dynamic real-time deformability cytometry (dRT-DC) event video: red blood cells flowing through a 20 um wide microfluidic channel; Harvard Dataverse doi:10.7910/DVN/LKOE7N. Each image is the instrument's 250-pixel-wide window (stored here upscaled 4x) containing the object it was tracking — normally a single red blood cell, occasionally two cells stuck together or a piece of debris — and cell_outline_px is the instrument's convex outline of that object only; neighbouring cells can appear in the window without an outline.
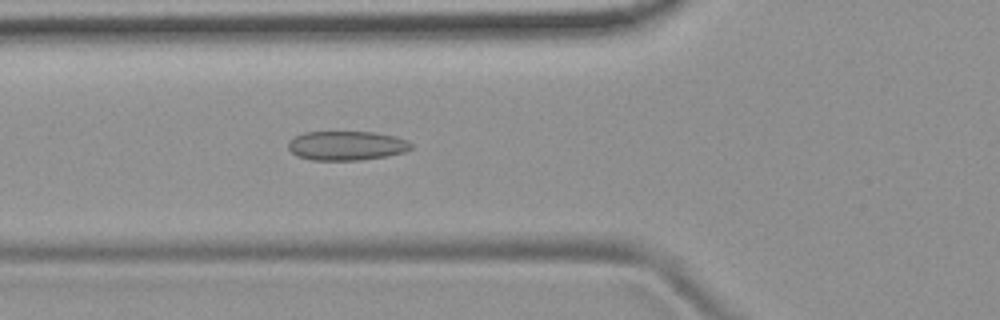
{"species": "common noctule bat (a hibernating species)", "species_latin": "Nyctalus noctula", "temperature_condition": "room temperature", "stored_images_in_passage": 47, "camera_frame_rate_fps": 3000, "um_per_image_px": 0.085, "animal": {"sex": "female", "body_mass_g": 19.9}, "frame": {"image": 1, "passage_image": 13, "time_ms": 4.0, "image_size_px": [1000, 320], "cell_outline_px": [[412, 148], [404, 152], [388, 156], [360, 160], [312, 160], [296, 156], [288, 148], [288, 140], [304, 132], [372, 132], [396, 136], [408, 140], [412, 144]], "centroid_in_image_um": [29.46, 12.38], "position_along_channel_um": 96.3, "area_um2": 21.1}}
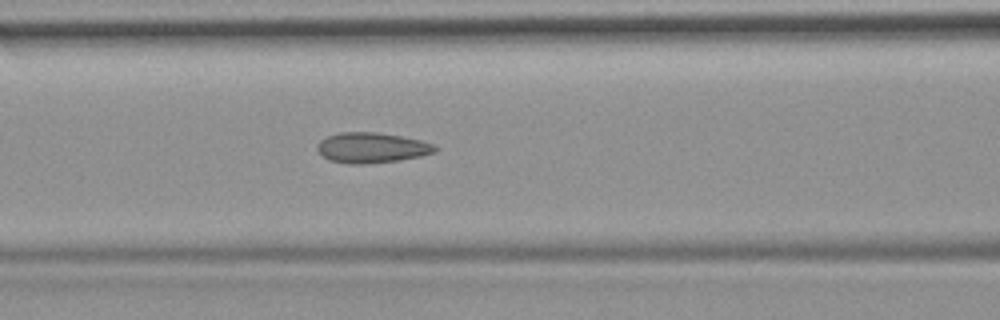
{"frame": {"image": 2, "passage_image": 16, "time_ms": 5.0, "image_size_px": [1000, 320], "cell_outline_px": [[436, 152], [420, 156], [400, 160], [364, 164], [348, 164], [328, 160], [316, 148], [316, 144], [320, 140], [328, 136], [340, 132], [376, 132], [400, 136], [420, 140], [432, 144], [436, 148]], "centroid_in_image_um": [31.56, 12.56], "position_along_channel_um": 135.0, "area_um2": 20.75}}
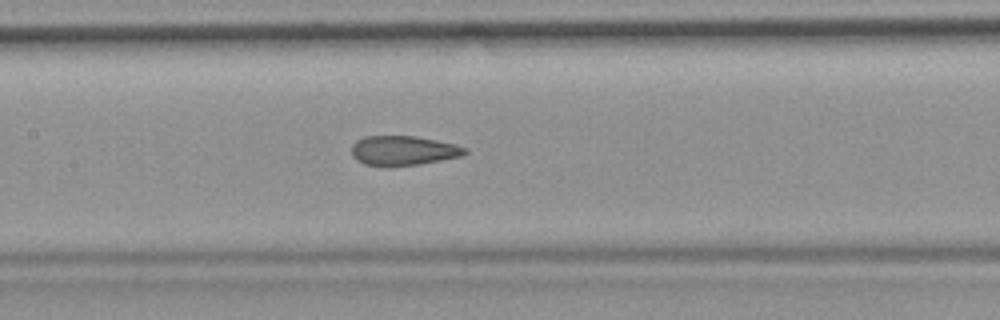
{"frame": {"image": 3, "passage_image": 19, "time_ms": 6.0, "image_size_px": [1000, 320], "cell_outline_px": [[468, 152], [464, 156], [420, 164], [364, 164], [356, 160], [352, 156], [352, 144], [356, 140], [364, 136], [416, 136], [456, 144], [468, 148]], "centroid_in_image_um": [34.33, 12.77], "position_along_channel_um": 173.1, "area_um2": 19.31}, "authors_computed_cell_mechanics": {"area_um2": 20.4034, "velocity_mm_per_s": 3.813, "shape_relaxation_time_tau1_ms": null, "shape_relaxation_time_tau2_ms": 1.435, "deformation_change_tau1": null, "deformation_change_tau2": 0.0797}}